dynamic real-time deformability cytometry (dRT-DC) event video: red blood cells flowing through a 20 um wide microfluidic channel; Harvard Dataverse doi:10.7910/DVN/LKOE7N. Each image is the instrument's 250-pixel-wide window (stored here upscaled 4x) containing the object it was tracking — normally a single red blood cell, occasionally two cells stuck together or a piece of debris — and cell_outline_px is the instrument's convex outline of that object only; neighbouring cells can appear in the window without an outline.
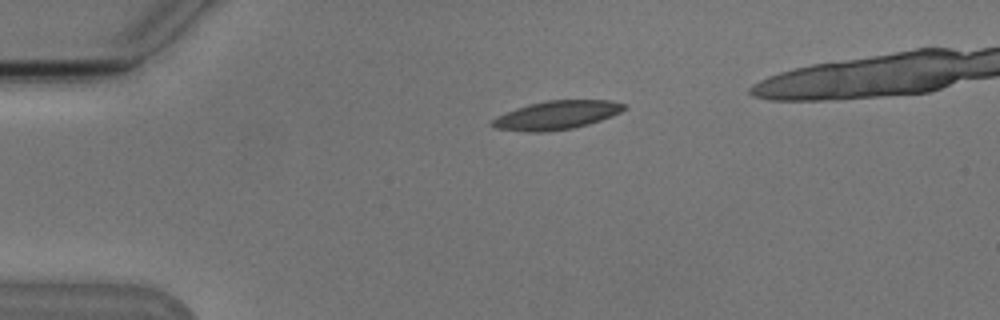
{"species": "Egyptian fruit bat (a non-hibernating species)", "species_latin": "Rousettus aegyptiacus", "temperature_condition": "cold", "stored_images_in_passage": 3, "camera_frame_rate_fps": 3000, "um_per_image_px": 0.085, "animal": {"sex": "male"}, "frame": {"image": 1, "passage_image": 1, "time_ms": 0.0, "image_size_px": [1000, 320], "cell_outline_px": [[628, 108], [612, 116], [588, 124], [572, 128], [544, 132], [528, 132], [496, 128], [488, 124], [496, 116], [516, 108], [528, 104], [548, 100], [608, 100], [624, 104]], "centroid_in_image_um": [47.29, 9.78], "position_along_channel_um": 37.7, "area_um2": 21.96}}